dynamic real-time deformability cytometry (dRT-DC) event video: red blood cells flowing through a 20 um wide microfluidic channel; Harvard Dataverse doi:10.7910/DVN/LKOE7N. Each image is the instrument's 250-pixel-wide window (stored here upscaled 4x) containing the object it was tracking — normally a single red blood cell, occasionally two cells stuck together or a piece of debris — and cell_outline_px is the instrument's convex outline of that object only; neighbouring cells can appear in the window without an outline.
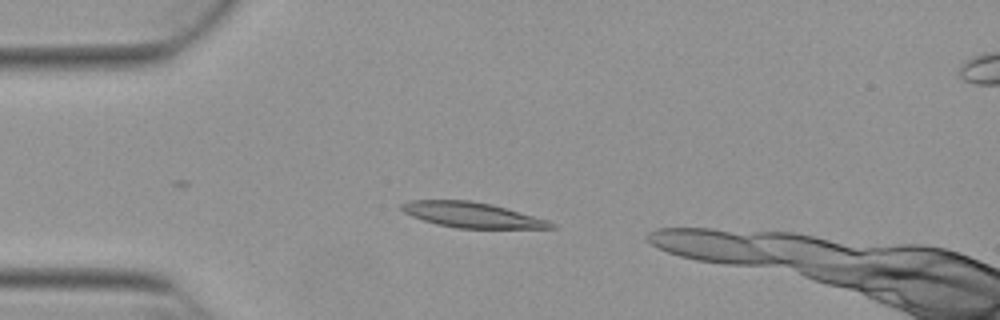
{"species": "Egyptian fruit bat (a non-hibernating species)", "species_latin": "Rousettus aegyptiacus", "temperature_condition": "warm", "stored_images_in_passage": 32, "camera_frame_rate_fps": 3000, "um_per_image_px": 0.085, "animal": {"sex": "female"}, "frame": {"image": 1, "passage_image": 6, "time_ms": 1.667, "image_size_px": [1000, 320], "cell_outline_px": [[556, 228], [456, 228], [436, 224], [412, 216], [404, 212], [400, 208], [400, 204], [412, 200], [472, 200], [492, 204], [548, 220], [556, 224]], "centroid_in_image_um": [40.11, 18.26], "position_along_channel_um": 44.9, "area_um2": 21.96}}
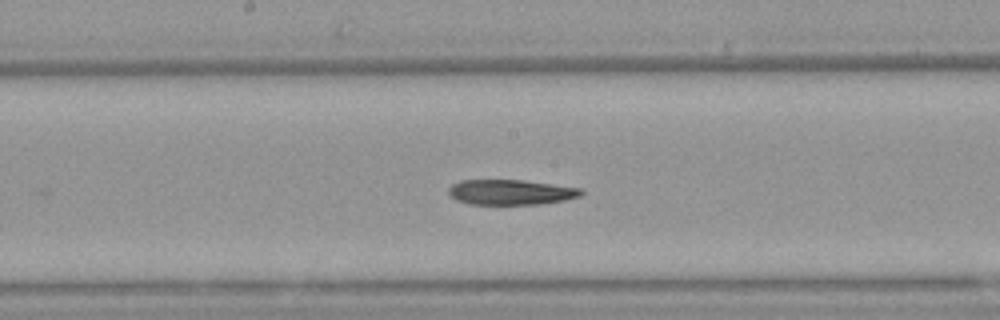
{"frame": {"image": 2, "passage_image": 20, "time_ms": 6.333, "image_size_px": [1000, 320], "cell_outline_px": [[584, 192], [580, 196], [564, 200], [540, 204], [468, 204], [456, 200], [448, 196], [448, 188], [452, 184], [460, 180], [524, 180], [580, 188]], "centroid_in_image_um": [43.36, 16.33], "position_along_channel_um": 204.8, "area_um2": 19.54}}
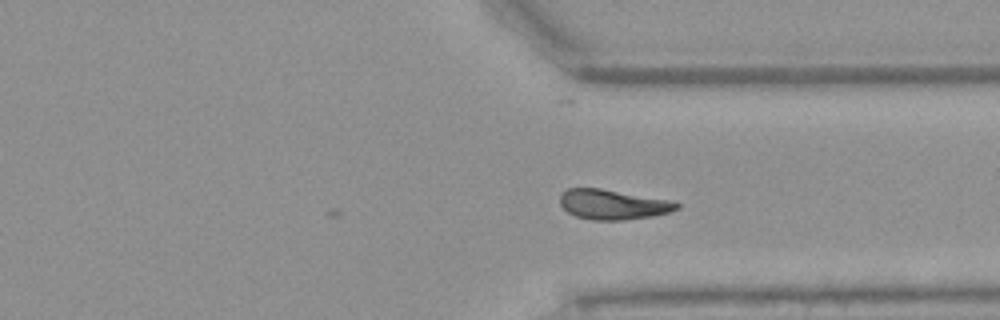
{"frame": {"image": 3, "passage_image": 32, "time_ms": 10.333, "image_size_px": [1000, 320], "cell_outline_px": [[680, 208], [672, 212], [652, 216], [624, 220], [592, 220], [576, 216], [568, 212], [560, 204], [560, 196], [568, 188], [600, 188], [672, 200], [680, 204]], "centroid_in_image_um": [52.14, 17.38], "position_along_channel_um": 359.3, "area_um2": 20.46}}